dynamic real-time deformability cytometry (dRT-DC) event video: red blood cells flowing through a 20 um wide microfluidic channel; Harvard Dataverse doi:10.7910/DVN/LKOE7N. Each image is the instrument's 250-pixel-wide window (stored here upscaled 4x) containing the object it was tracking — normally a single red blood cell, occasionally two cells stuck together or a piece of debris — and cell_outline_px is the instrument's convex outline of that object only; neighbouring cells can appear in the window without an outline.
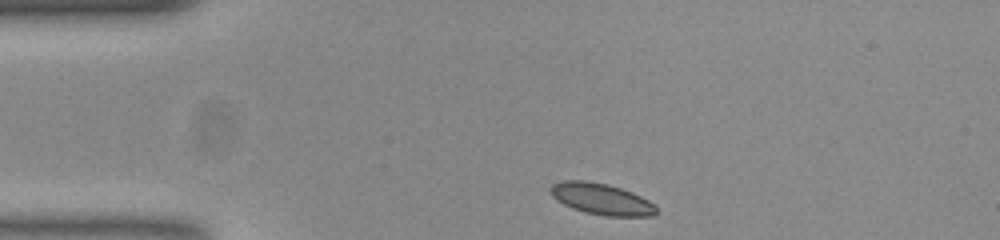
{"species": "common noctule bat (a hibernating species)", "species_latin": "Nyctalus noctula", "temperature_condition": "room temperature", "stored_images_in_passage": 36, "camera_frame_rate_fps": 3000, "um_per_image_px": 0.085, "animal": {"sex": "female", "body_mass_g": 23.0, "forearm_length_mm": 53.4}, "frame": {"image": 1, "passage_image": 1, "time_ms": 0.0, "image_size_px": [1000, 240], "cell_outline_px": [[656, 212], [652, 216], [604, 216], [584, 212], [572, 208], [556, 200], [548, 192], [548, 188], [552, 184], [560, 180], [584, 180], [608, 184], [632, 192], [648, 200], [656, 208]], "centroid_in_image_um": [51.04, 16.9], "position_along_channel_um": 34.0, "area_um2": 19.42}}
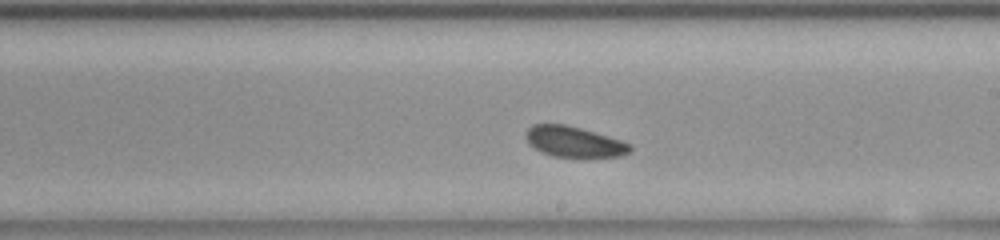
{"frame": {"image": 2, "passage_image": 21, "time_ms": 6.667, "image_size_px": [1000, 240], "cell_outline_px": [[632, 152], [620, 156], [552, 156], [540, 152], [528, 144], [524, 136], [524, 132], [532, 124], [564, 124], [580, 128], [608, 136], [632, 144]], "centroid_in_image_um": [48.75, 12.04], "position_along_channel_um": 240.3, "area_um2": 18.61}}
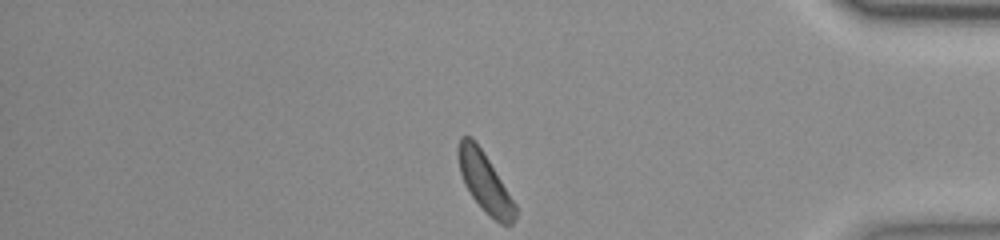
{"frame": {"image": 3, "passage_image": 36, "time_ms": 11.667, "image_size_px": [1000, 240], "cell_outline_px": [[516, 220], [512, 224], [500, 224], [484, 212], [472, 196], [464, 184], [460, 172], [456, 148], [460, 136], [472, 136], [488, 160], [516, 204]], "centroid_in_image_um": [41.19, 15.5], "position_along_channel_um": 394.0, "area_um2": 19.65}, "authors_computed_cell_mechanics": {"area_um2": 19.4208, "velocity_mm_per_s": 3.7109, "shape_relaxation_time_tau1_ms": null, "shape_relaxation_time_tau2_ms": 3.3188, "deformation_change_tau1": null, "deformation_change_tau2": 0.064}}